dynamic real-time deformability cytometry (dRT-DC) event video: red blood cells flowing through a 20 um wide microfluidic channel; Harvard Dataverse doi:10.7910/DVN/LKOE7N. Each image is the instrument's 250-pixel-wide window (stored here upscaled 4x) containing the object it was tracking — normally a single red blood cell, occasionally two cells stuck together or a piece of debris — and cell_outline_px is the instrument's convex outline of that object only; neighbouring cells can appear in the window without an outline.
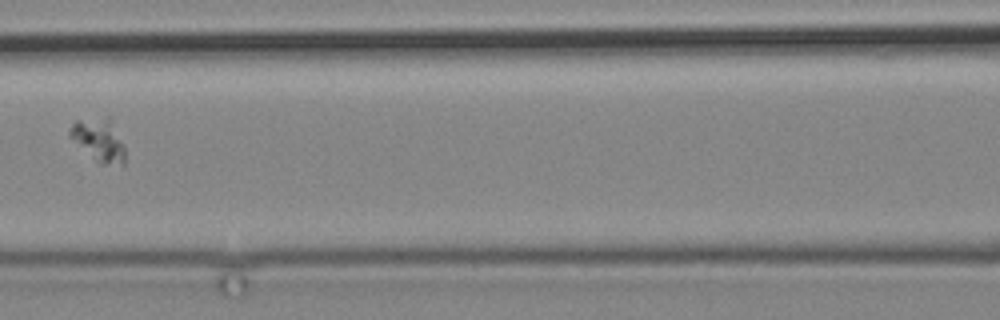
{"species": "common noctule bat (a hibernating species)", "species_latin": "Nyctalus noctula", "temperature_condition": "cold", "stored_images_in_passage": 12, "camera_frame_rate_fps": 3000, "um_per_image_px": 0.085, "animal": {"sex": "male", "body_mass_g": 19.2, "forearm_length_mm": 51.8}, "frame": {"image": 1, "passage_image": 4, "time_ms": 3.667, "image_size_px": [1000, 320], "cell_outline_px": [[124, 164], [100, 164], [68, 136], [68, 132], [72, 124], [76, 120], [112, 116], [124, 144]], "centroid_in_image_um": [8.43, 11.85], "position_along_channel_um": 158.2, "area_um2": 13.93}}
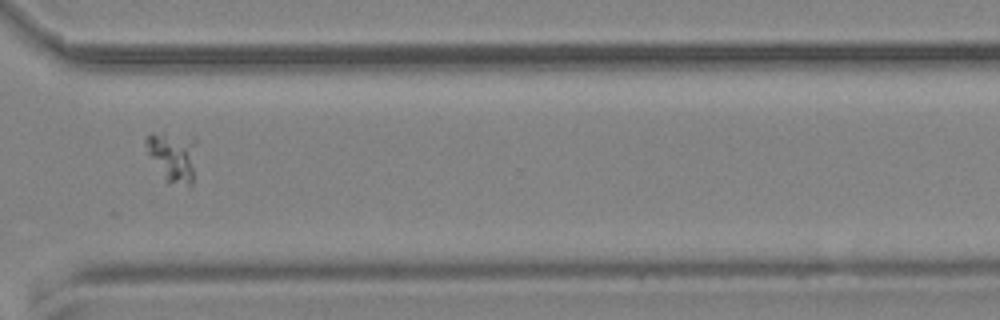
{"frame": {"image": 2, "passage_image": 9, "time_ms": 9.667, "image_size_px": [1000, 320], "cell_outline_px": [[196, 140], [192, 188], [188, 188], [168, 184], [164, 180], [148, 152], [144, 144], [144, 140], [152, 132], [164, 132], [196, 136]], "centroid_in_image_um": [14.72, 13.32], "position_along_channel_um": 355.9, "area_um2": 15.49}}
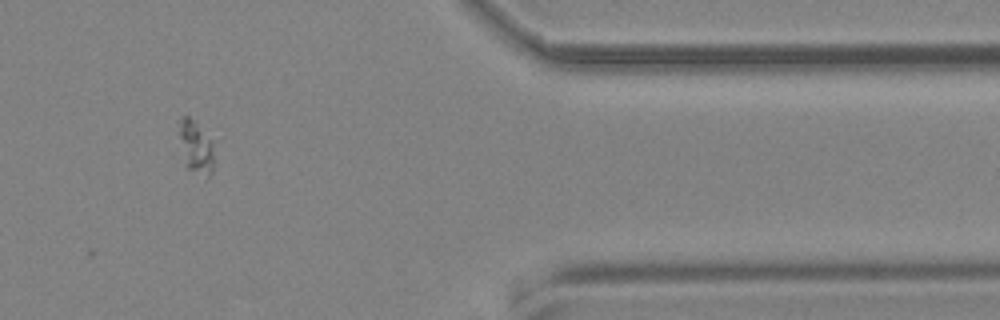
{"frame": {"image": 3, "passage_image": 10, "time_ms": 11.667, "image_size_px": [1000, 320], "cell_outline_px": [[216, 140], [212, 172], [208, 176], [184, 168], [176, 132], [180, 116], [188, 116], [196, 120]], "centroid_in_image_um": [16.63, 12.41], "position_along_channel_um": 394.8, "area_um2": 12.14}}